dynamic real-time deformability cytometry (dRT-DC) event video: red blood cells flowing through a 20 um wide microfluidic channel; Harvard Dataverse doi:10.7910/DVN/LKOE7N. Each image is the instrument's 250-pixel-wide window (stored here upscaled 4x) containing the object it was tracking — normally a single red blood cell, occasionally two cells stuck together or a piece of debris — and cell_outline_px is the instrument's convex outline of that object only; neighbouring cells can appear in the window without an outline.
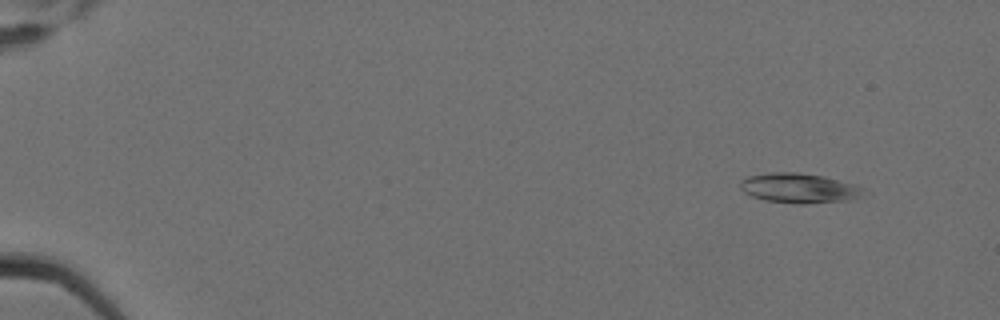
{"species": "Egyptian fruit bat (a non-hibernating species)", "species_latin": "Rousettus aegyptiacus", "temperature_condition": "cold", "stored_images_in_passage": 5, "camera_frame_rate_fps": 3000, "um_per_image_px": 0.085, "animal": {"sex": "female"}, "frame": {"image": 1, "passage_image": 1, "time_ms": 0.0, "image_size_px": [1000, 320], "cell_outline_px": [[872, 192], [852, 200], [804, 204], [800, 204], [764, 200], [752, 196], [744, 192], [740, 188], [740, 180], [748, 176], [768, 172], [796, 172], [824, 176], [856, 184]], "centroid_in_image_um": [68.0, 15.99], "position_along_channel_um": 17.0, "area_um2": 21.91}}
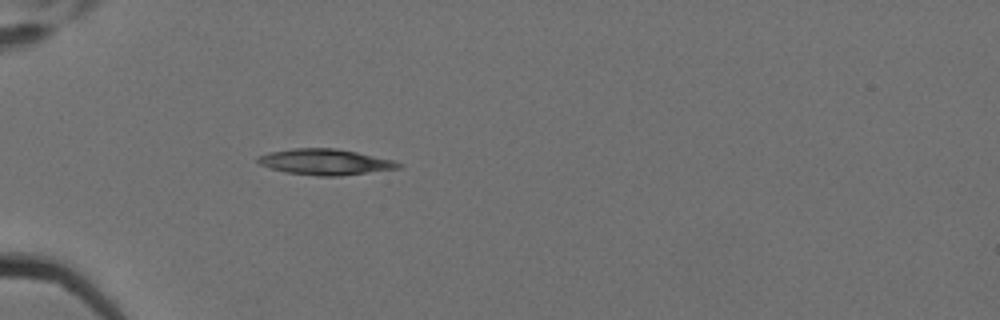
{"frame": {"image": 2, "passage_image": 5, "time_ms": 1.333, "image_size_px": [1000, 320], "cell_outline_px": [[404, 164], [400, 168], [340, 176], [316, 176], [284, 172], [260, 164], [256, 160], [256, 156], [268, 152], [292, 148], [336, 148], [356, 152], [392, 160]], "centroid_in_image_um": [27.61, 13.76], "position_along_channel_um": 57.4, "area_um2": 21.21}}